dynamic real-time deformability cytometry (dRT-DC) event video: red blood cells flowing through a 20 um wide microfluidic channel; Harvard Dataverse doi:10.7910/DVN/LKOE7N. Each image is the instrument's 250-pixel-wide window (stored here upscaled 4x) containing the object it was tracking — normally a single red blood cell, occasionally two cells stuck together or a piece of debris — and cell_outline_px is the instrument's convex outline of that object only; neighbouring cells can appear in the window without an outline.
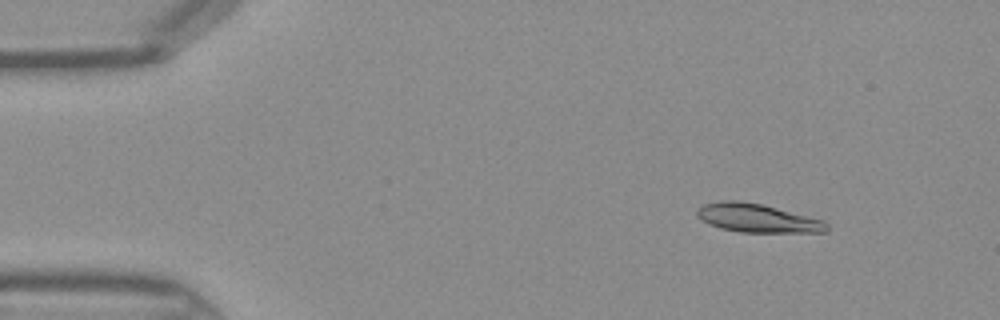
{"species": "Egyptian fruit bat (a non-hibernating species)", "species_latin": "Rousettus aegyptiacus", "temperature_condition": "warm", "stored_images_in_passage": 45, "camera_frame_rate_fps": 3000, "um_per_image_px": 0.085, "frame": {"image": 1, "passage_image": 6, "time_ms": 1.667, "image_size_px": [1000, 320], "cell_outline_px": [[828, 232], [740, 232], [720, 228], [708, 224], [700, 220], [696, 216], [696, 208], [704, 204], [720, 200], [740, 200], [760, 204], [824, 220], [828, 224]], "centroid_in_image_um": [64.32, 18.54], "position_along_channel_um": 20.7, "area_um2": 21.68}}
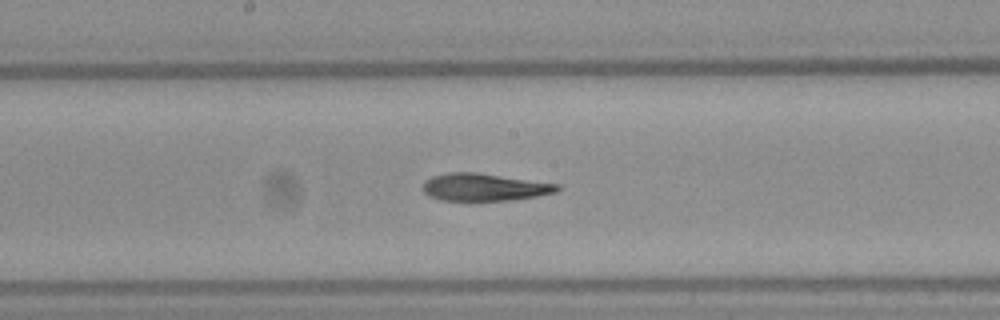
{"frame": {"image": 2, "passage_image": 24, "time_ms": 7.667, "image_size_px": [1000, 320], "cell_outline_px": [[560, 188], [556, 192], [536, 196], [508, 200], [440, 200], [428, 196], [420, 188], [424, 180], [432, 176], [448, 172], [476, 172], [560, 184]], "centroid_in_image_um": [41.1, 15.9], "position_along_channel_um": 207.1, "area_um2": 21.56}}
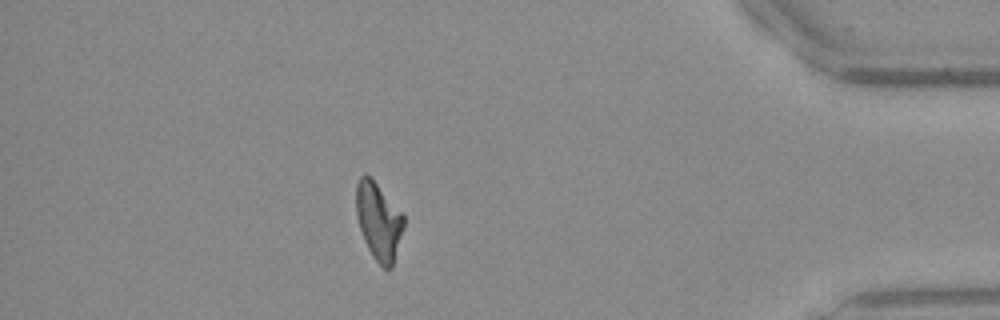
{"frame": {"image": 3, "passage_image": 40, "time_ms": 13.0, "image_size_px": [1000, 320], "cell_outline_px": [[404, 228], [392, 268], [384, 268], [372, 256], [364, 240], [356, 216], [356, 184], [360, 176], [364, 172], [372, 176], [404, 216]], "centroid_in_image_um": [32.17, 18.75], "position_along_channel_um": 403.0, "area_um2": 21.62}}